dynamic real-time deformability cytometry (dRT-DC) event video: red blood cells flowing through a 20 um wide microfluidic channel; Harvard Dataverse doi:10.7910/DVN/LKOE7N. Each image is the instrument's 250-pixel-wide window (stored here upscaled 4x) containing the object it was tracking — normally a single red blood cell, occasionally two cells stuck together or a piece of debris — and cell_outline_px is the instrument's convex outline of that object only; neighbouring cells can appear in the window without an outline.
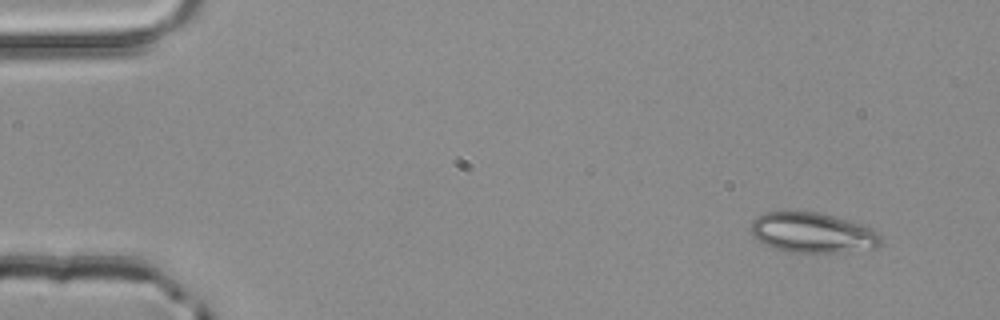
{"species": "common noctule bat (a hibernating species)", "species_latin": "Nyctalus noctula", "temperature_condition": "room temperature", "stored_images_in_passage": 3, "camera_frame_rate_fps": 3000, "um_per_image_px": 0.085, "animal": {"sex": "male", "body_mass_g": 20.4}, "frame": {"image": 1, "passage_image": 1, "time_ms": 0.0, "image_size_px": [1000, 320], "cell_outline_px": [[880, 244], [876, 248], [848, 252], [788, 252], [764, 244], [752, 236], [748, 228], [752, 220], [756, 216], [764, 212], [816, 212], [832, 216], [860, 224], [872, 228], [880, 232]], "centroid_in_image_um": [69.04, 19.79], "position_along_channel_um": 16.0, "area_um2": 30.52}}